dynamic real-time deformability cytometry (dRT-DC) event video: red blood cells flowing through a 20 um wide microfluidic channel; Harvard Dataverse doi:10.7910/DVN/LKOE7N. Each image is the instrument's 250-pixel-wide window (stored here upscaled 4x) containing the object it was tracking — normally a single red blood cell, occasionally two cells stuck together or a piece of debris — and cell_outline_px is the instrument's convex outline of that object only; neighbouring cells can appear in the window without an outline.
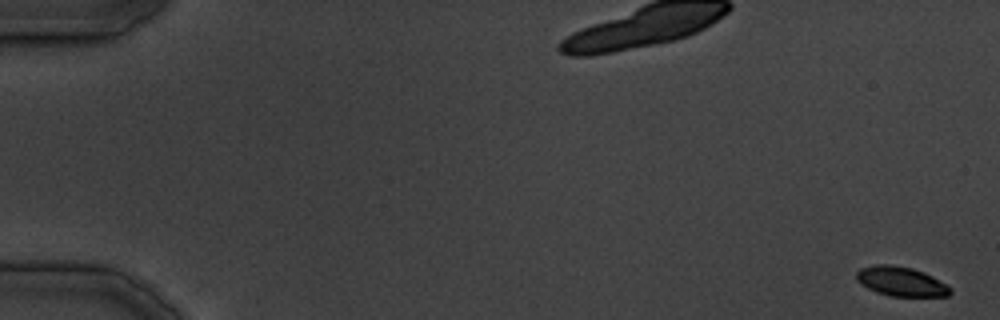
{"species": "common noctule bat (a hibernating species)", "species_latin": "Nyctalus noctula", "temperature_condition": "cold", "stored_images_in_passage": 29, "camera_frame_rate_fps": 3000, "um_per_image_px": 0.085, "animal": {"sex": "male", "body_mass_g": 19.5, "forearm_length_mm": 54.6}, "frame": {"image": 1, "passage_image": 1, "time_ms": 0.0, "image_size_px": [1000, 320], "cell_outline_px": [[952, 292], [948, 296], [892, 296], [876, 292], [868, 288], [856, 280], [856, 272], [860, 268], [876, 264], [888, 264], [912, 268], [924, 272], [932, 276], [952, 288]], "centroid_in_image_um": [76.58, 23.92], "position_along_channel_um": 8.4, "area_um2": 16.07}}
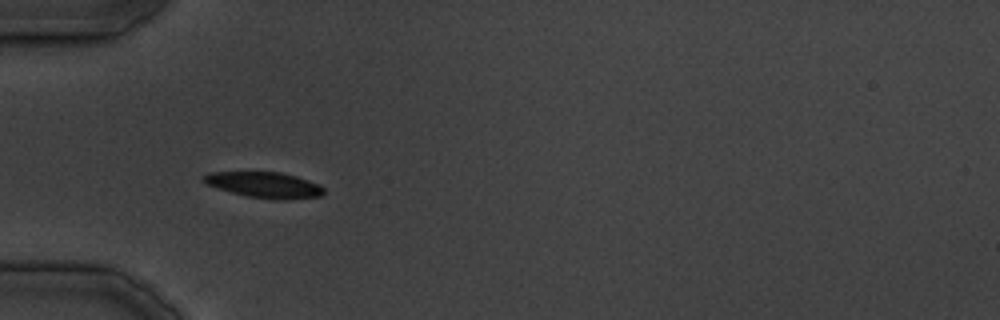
{"frame": {"image": 2, "passage_image": 13, "time_ms": 14.667, "image_size_px": [1000, 320], "cell_outline_px": [[324, 192], [320, 196], [284, 200], [272, 200], [248, 196], [216, 188], [200, 180], [208, 172], [280, 172], [296, 176], [320, 184], [324, 188]], "centroid_in_image_um": [22.48, 15.72], "position_along_channel_um": 62.5, "area_um2": 18.09}}